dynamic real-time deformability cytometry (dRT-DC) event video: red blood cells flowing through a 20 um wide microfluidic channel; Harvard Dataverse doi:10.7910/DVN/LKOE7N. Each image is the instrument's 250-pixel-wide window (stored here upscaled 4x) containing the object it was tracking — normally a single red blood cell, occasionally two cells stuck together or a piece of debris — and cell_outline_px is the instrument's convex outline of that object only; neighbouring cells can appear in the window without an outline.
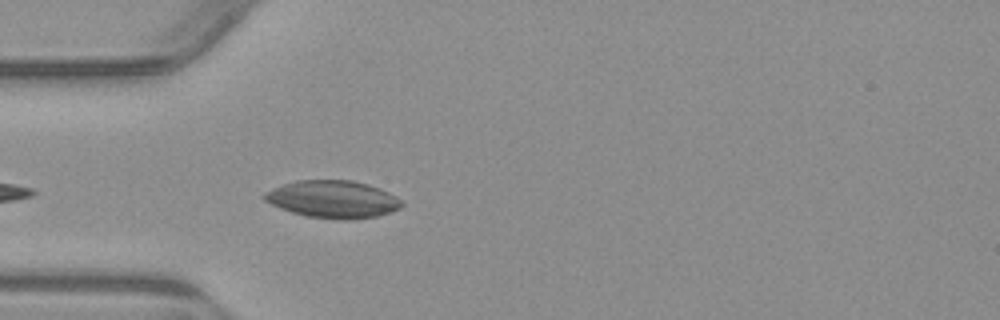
{"species": "common noctule bat (a hibernating species)", "species_latin": "Nyctalus noctula", "temperature_condition": "warm", "stored_images_in_passage": 5, "camera_frame_rate_fps": 3000, "um_per_image_px": 0.085, "animal": {"sex": "male", "body_mass_g": 23.1, "forearm_length_mm": 52.7}, "frame": {"image": 1, "passage_image": 5, "time_ms": 4.667, "image_size_px": [1000, 320], "cell_outline_px": [[404, 204], [400, 208], [392, 212], [376, 216], [352, 220], [344, 220], [308, 216], [292, 212], [280, 208], [264, 200], [260, 196], [264, 192], [272, 188], [296, 180], [352, 180], [368, 184], [380, 188], [396, 196]], "centroid_in_image_um": [28.29, 16.93], "position_along_channel_um": 56.7, "area_um2": 30.06}}